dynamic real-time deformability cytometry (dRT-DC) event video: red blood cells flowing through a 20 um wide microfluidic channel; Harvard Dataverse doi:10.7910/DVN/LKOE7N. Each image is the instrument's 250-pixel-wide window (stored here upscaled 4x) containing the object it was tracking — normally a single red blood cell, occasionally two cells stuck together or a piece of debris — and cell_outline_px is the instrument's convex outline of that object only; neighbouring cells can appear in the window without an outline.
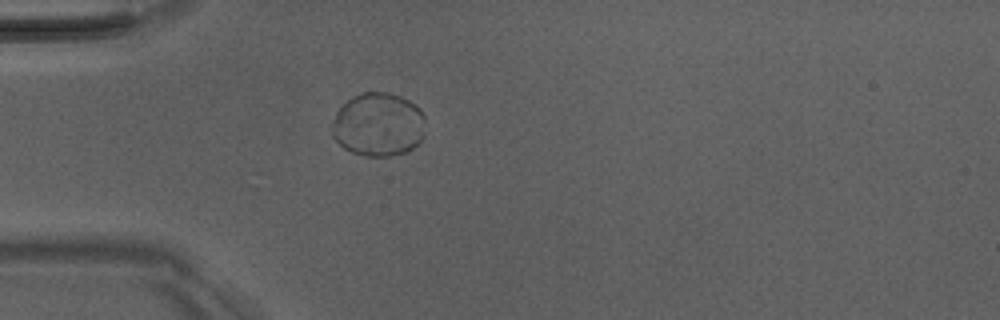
{"species": "Egyptian fruit bat (a non-hibernating species)", "species_latin": "Rousettus aegyptiacus", "temperature_condition": "room temperature", "stored_images_in_passage": 6, "camera_frame_rate_fps": 3000, "um_per_image_px": 0.085, "animal": {"sex": "male"}, "frame": {"image": 1, "passage_image": 1, "time_ms": 0.0, "image_size_px": [1000, 320], "cell_outline_px": [[424, 136], [408, 152], [388, 156], [364, 156], [352, 152], [344, 148], [332, 136], [332, 120], [336, 112], [352, 96], [364, 92], [388, 92], [400, 96], [408, 100], [420, 108], [424, 116]], "centroid_in_image_um": [32.15, 10.59], "position_along_channel_um": 52.8, "area_um2": 34.74}}